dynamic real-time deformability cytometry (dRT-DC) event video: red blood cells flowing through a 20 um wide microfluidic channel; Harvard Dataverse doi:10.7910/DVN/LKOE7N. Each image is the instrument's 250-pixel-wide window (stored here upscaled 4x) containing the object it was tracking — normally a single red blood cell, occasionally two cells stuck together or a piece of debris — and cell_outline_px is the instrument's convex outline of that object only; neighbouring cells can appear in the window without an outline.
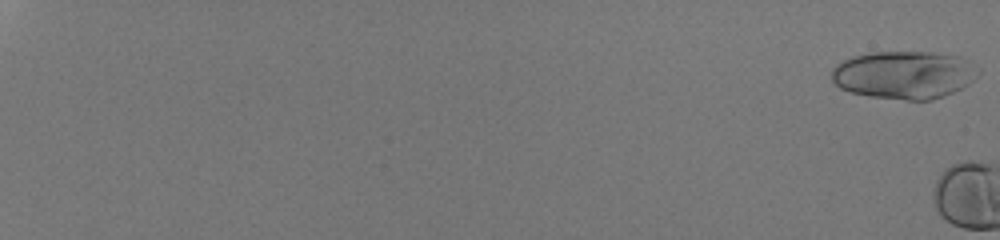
{"species": "human", "species_latin": "Homo sapiens", "temperature_condition": "room temperature", "stored_images_in_passage": 5, "camera_frame_rate_fps": 3000, "um_per_image_px": 0.085, "donor": {"sex": "male"}, "frame": {"image": 1, "passage_image": 1, "time_ms": 0.0, "image_size_px": [1000, 240], "cell_outline_px": [[980, 72], [968, 84], [952, 92], [932, 100], [908, 100], [868, 96], [852, 92], [840, 88], [832, 80], [832, 68], [836, 64], [852, 56], [868, 52], [932, 52], [960, 56], [980, 68]], "centroid_in_image_um": [76.84, 6.35], "position_along_channel_um": 8.2, "area_um2": 40.98}}